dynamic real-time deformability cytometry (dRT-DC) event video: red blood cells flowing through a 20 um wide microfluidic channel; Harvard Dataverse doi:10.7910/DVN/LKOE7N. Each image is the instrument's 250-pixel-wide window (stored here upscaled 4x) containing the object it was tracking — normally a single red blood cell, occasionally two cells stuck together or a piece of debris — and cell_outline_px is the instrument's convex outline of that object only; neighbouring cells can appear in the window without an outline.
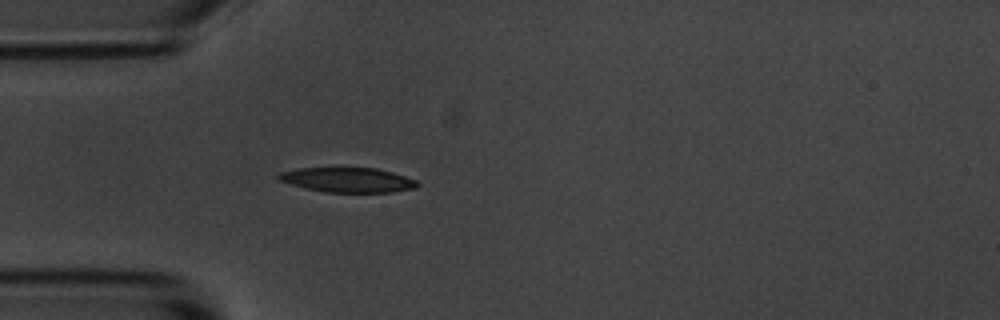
{"species": "common noctule bat (a hibernating species)", "species_latin": "Nyctalus noctula", "temperature_condition": "room temperature", "stored_images_in_passage": 40, "camera_frame_rate_fps": 3000, "um_per_image_px": 0.085, "animal": {"sex": "male", "body_mass_g": 20.1, "forearm_length_mm": 53.5}, "frame": {"image": 1, "passage_image": 1, "time_ms": 0.0, "image_size_px": [1000, 320], "cell_outline_px": [[420, 184], [416, 188], [392, 192], [324, 192], [304, 188], [280, 180], [276, 176], [280, 172], [300, 168], [376, 168], [392, 172], [416, 180]], "centroid_in_image_um": [29.57, 15.29], "position_along_channel_um": 55.4, "area_um2": 19.88}}
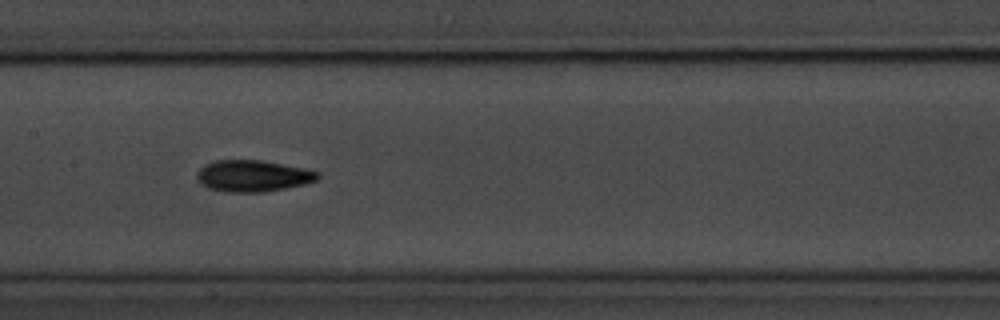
{"frame": {"image": 2, "passage_image": 12, "time_ms": 3.667, "image_size_px": [1000, 320], "cell_outline_px": [[320, 176], [316, 180], [304, 184], [264, 192], [228, 192], [208, 188], [200, 184], [196, 180], [196, 172], [204, 164], [212, 160], [264, 160], [304, 168], [320, 172]], "centroid_in_image_um": [21.45, 14.94], "position_along_channel_um": 185.9, "area_um2": 22.43}}
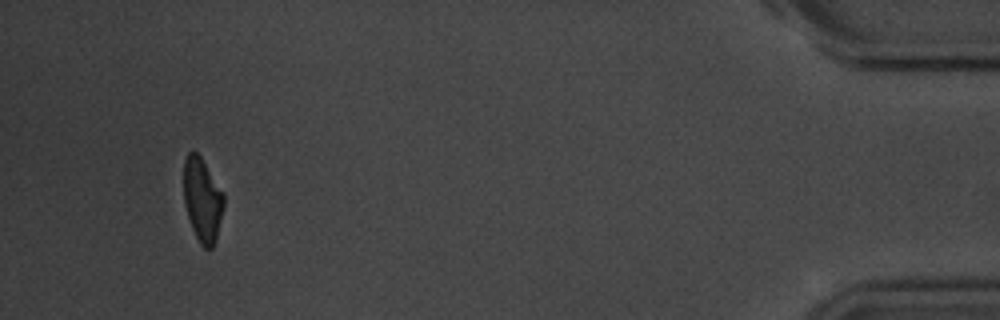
{"frame": {"image": 3, "passage_image": 37, "time_ms": 12.0, "image_size_px": [1000, 320], "cell_outline_px": [[224, 204], [216, 240], [212, 248], [204, 248], [200, 244], [192, 228], [184, 204], [184, 160], [188, 152], [192, 148], [200, 156], [224, 192]], "centroid_in_image_um": [17.2, 16.96], "position_along_channel_um": 418.0, "area_um2": 19.65}, "authors_computed_cell_mechanics": {"area_um2": 20.8947, "velocity_mm_per_s": 3.6815, "shape_relaxation_time_tau1_ms": 3.142, "shape_relaxation_time_tau2_ms": 4.7055, "deformation_change_tau1": 0.1594, "deformation_change_tau2": 0.115}}